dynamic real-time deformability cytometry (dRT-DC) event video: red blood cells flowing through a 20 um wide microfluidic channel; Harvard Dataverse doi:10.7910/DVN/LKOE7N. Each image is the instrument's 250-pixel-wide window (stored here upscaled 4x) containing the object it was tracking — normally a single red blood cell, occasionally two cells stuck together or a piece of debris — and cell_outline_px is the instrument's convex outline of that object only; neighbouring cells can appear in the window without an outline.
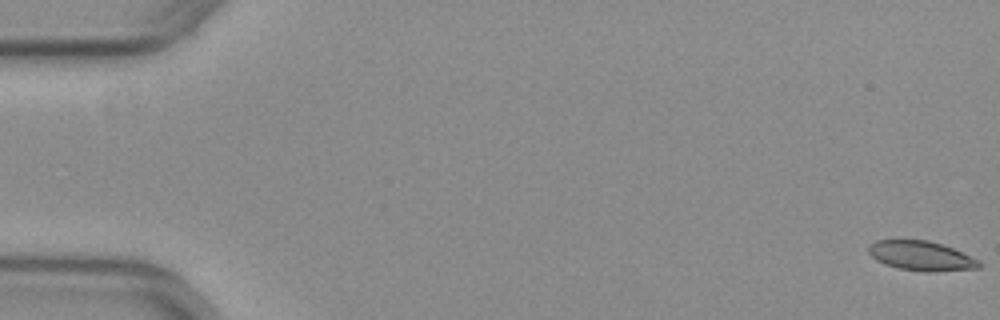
{"species": "common noctule bat (a hibernating species)", "species_latin": "Nyctalus noctula", "temperature_condition": "warm", "stored_images_in_passage": 54, "segment_of_instrument_passage": [1, 2], "camera_frame_rate_fps": 3000, "um_per_image_px": 0.085, "animal": {"sex": "female", "body_mass_g": 29.2, "forearm_length_mm": 56.3}, "frame": {"image": 1, "passage_image": 1, "time_ms": 0.0, "image_size_px": [1000, 320], "cell_outline_px": [[984, 264], [980, 268], [936, 272], [924, 272], [900, 268], [884, 264], [876, 260], [868, 252], [868, 248], [876, 240], [928, 240], [952, 248], [980, 260]], "centroid_in_image_um": [78.35, 21.76], "position_along_channel_um": 6.7, "area_um2": 19.07}}
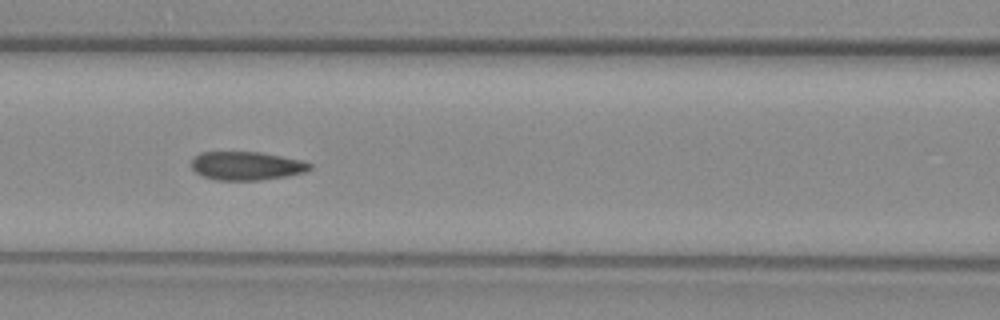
{"frame": {"image": 2, "passage_image": 24, "time_ms": 7.667, "image_size_px": [1000, 320], "cell_outline_px": [[312, 168], [304, 172], [284, 176], [260, 180], [216, 180], [204, 176], [196, 172], [192, 168], [192, 156], [200, 152], [260, 152], [300, 160], [312, 164]], "centroid_in_image_um": [20.91, 14.09], "position_along_channel_um": 145.7, "area_um2": 19.54}}
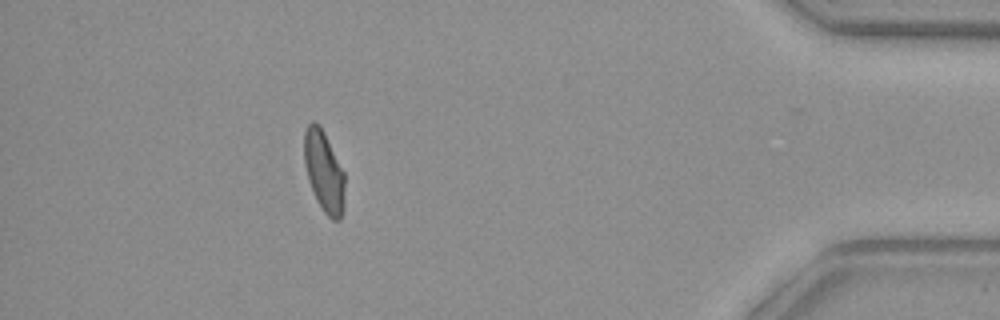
{"frame": {"image": 3, "passage_image": 48, "time_ms": 15.667, "image_size_px": [1000, 320], "cell_outline_px": [[344, 212], [340, 220], [332, 220], [324, 212], [316, 200], [308, 180], [304, 164], [304, 132], [308, 124], [312, 120], [320, 124], [344, 172]], "centroid_in_image_um": [27.53, 14.59], "position_along_channel_um": 407.7, "area_um2": 19.36}}